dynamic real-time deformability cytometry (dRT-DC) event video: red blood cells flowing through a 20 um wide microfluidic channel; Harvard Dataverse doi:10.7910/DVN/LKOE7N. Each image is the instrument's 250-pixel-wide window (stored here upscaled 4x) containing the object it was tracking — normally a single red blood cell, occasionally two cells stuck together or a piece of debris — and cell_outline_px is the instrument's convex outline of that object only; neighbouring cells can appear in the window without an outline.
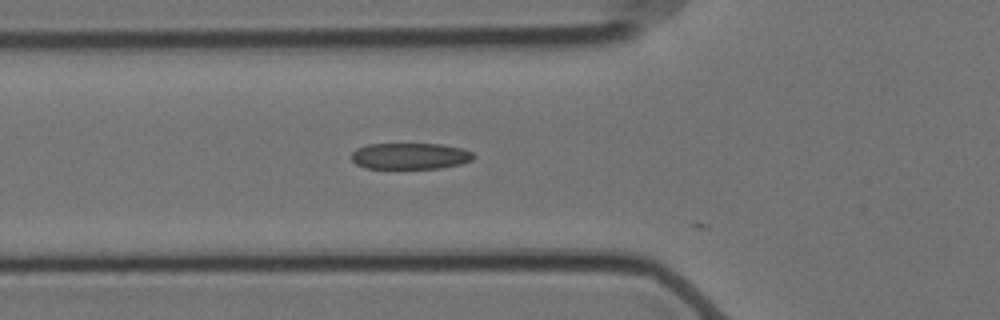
{"species": "Egyptian fruit bat (a non-hibernating species)", "species_latin": "Rousettus aegyptiacus", "temperature_condition": "cold", "stored_images_in_passage": 6, "camera_frame_rate_fps": 3000, "um_per_image_px": 0.085, "animal": {"sex": "female"}, "frame": {"image": 1, "passage_image": 2, "time_ms": 0.333, "image_size_px": [1000, 320], "cell_outline_px": [[476, 156], [472, 160], [460, 164], [444, 168], [364, 168], [356, 164], [352, 160], [352, 152], [356, 148], [368, 144], [444, 144], [464, 148], [472, 152]], "centroid_in_image_um": [34.89, 13.26], "position_along_channel_um": 90.9, "area_um2": 18.9}}
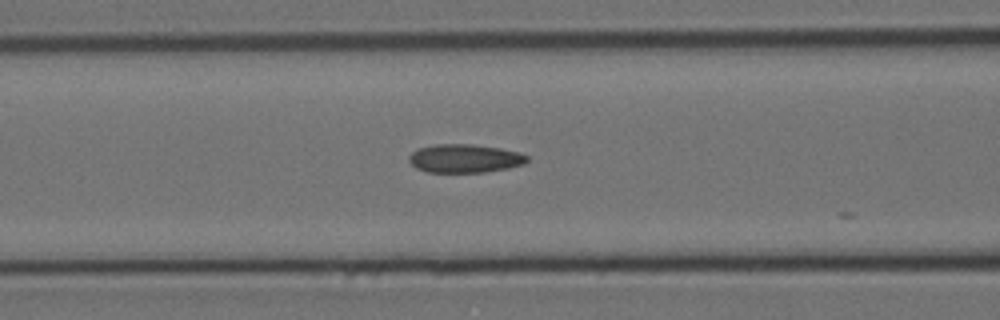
{"frame": {"image": 2, "passage_image": 5, "time_ms": 1.333, "image_size_px": [1000, 320], "cell_outline_px": [[528, 160], [524, 164], [508, 168], [484, 172], [428, 172], [416, 168], [408, 160], [408, 156], [412, 152], [420, 148], [436, 144], [472, 144], [500, 148], [520, 152], [528, 156]], "centroid_in_image_um": [39.51, 13.46], "position_along_channel_um": 127.1, "area_um2": 19.59}}